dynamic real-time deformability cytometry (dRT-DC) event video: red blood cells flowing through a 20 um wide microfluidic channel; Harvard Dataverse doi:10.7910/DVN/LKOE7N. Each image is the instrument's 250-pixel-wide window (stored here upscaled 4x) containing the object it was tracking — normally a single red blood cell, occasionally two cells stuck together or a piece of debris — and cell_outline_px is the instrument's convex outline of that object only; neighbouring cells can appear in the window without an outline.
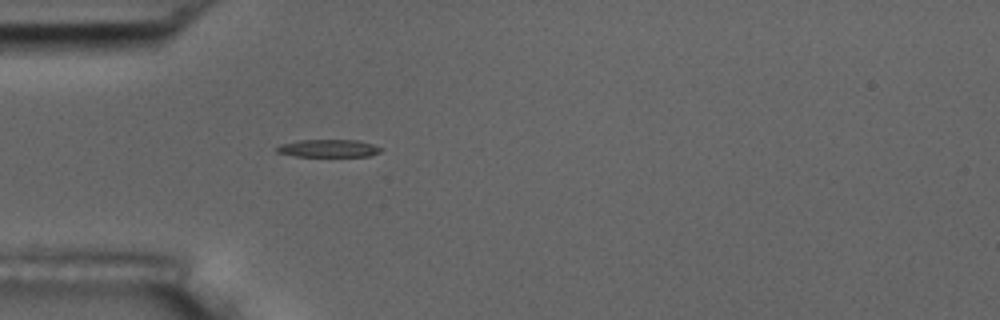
{"species": "common noctule bat (a hibernating species)", "species_latin": "Nyctalus noctula", "temperature_condition": "room temperature", "stored_images_in_passage": 1, "camera_frame_rate_fps": 3000, "um_per_image_px": 0.085, "animal": {"sex": "male", "body_mass_g": 17.5, "forearm_length_mm": 52.3}, "frame": {"image": 1, "passage_image": 1, "time_ms": 0.0, "image_size_px": [1000, 320], "cell_outline_px": [[384, 148], [380, 152], [368, 156], [296, 156], [276, 152], [276, 148], [280, 144], [300, 140], [356, 140], [372, 144]], "centroid_in_image_um": [27.93, 12.6], "position_along_channel_um": 57.1, "area_um2": 10.64}}